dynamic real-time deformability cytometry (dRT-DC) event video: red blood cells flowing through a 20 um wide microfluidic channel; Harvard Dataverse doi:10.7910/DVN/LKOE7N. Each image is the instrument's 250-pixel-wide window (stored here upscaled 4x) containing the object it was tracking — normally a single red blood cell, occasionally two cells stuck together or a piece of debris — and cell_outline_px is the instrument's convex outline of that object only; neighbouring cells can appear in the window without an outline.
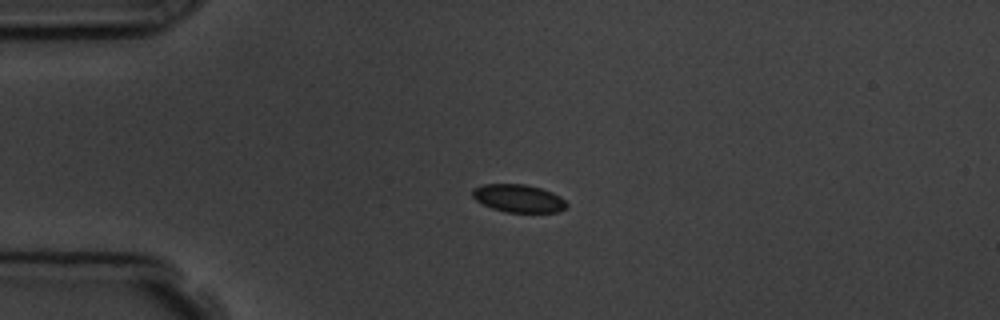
{"species": "common noctule bat (a hibernating species)", "species_latin": "Nyctalus noctula", "temperature_condition": "room temperature", "stored_images_in_passage": 4, "camera_frame_rate_fps": 3000, "um_per_image_px": 0.085, "animal": {"sex": "male", "body_mass_g": 19.5, "forearm_length_mm": 54.6}, "frame": {"image": 1, "passage_image": 3, "time_ms": 2.333, "image_size_px": [1000, 320], "cell_outline_px": [[568, 208], [556, 212], [504, 212], [492, 208], [476, 200], [472, 196], [472, 188], [484, 184], [524, 184], [540, 188], [552, 192], [560, 196], [568, 204]], "centroid_in_image_um": [44.08, 16.86], "position_along_channel_um": 40.9, "area_um2": 15.32}}